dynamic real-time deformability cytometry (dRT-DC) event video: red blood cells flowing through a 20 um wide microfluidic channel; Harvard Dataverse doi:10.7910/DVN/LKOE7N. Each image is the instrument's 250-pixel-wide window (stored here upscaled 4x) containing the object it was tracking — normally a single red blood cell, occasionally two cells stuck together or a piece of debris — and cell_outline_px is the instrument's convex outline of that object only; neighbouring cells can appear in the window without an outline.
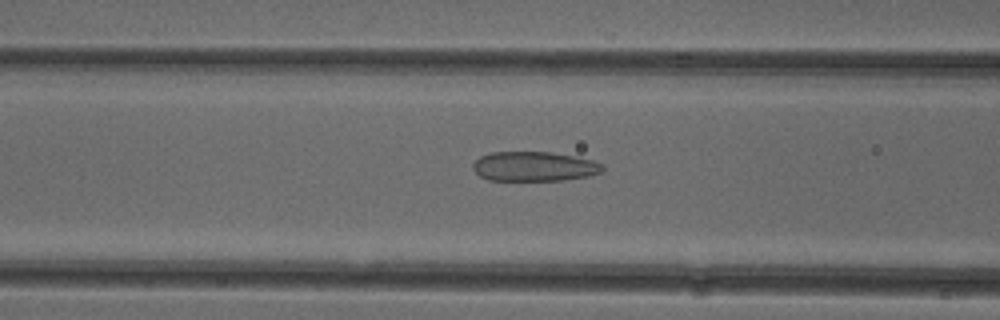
{"species": "common noctule bat (a hibernating species)", "species_latin": "Nyctalus noctula", "temperature_condition": "cold", "stored_images_in_passage": 51, "camera_frame_rate_fps": 3000, "um_per_image_px": 0.085, "animal": {"sex": "female"}, "frame": {"image": 1, "passage_image": 20, "time_ms": 6.333, "image_size_px": [1000, 320], "cell_outline_px": [[604, 168], [600, 172], [588, 176], [564, 180], [488, 180], [480, 176], [472, 168], [472, 164], [480, 156], [492, 152], [552, 152], [592, 160], [604, 164]], "centroid_in_image_um": [45.39, 14.14], "position_along_channel_um": 121.2, "area_um2": 22.31}}
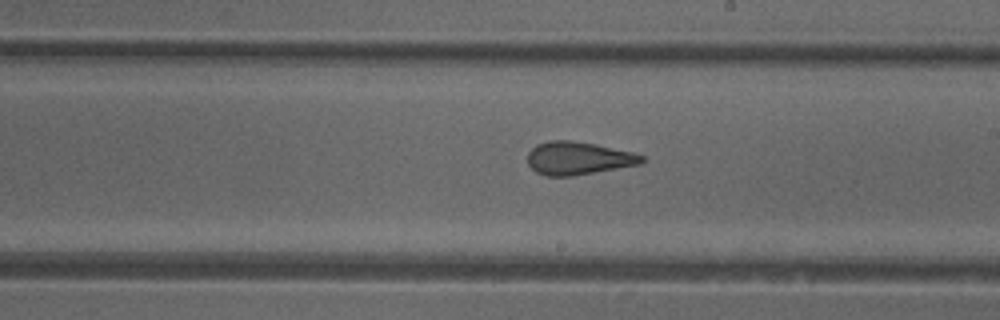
{"frame": {"image": 2, "passage_image": 29, "time_ms": 9.333, "image_size_px": [1000, 320], "cell_outline_px": [[648, 160], [640, 164], [572, 176], [548, 176], [536, 172], [528, 164], [528, 152], [536, 144], [548, 140], [568, 140], [596, 144], [632, 152], [644, 156]], "centroid_in_image_um": [49.15, 13.44], "position_along_channel_um": 239.8, "area_um2": 21.96}}
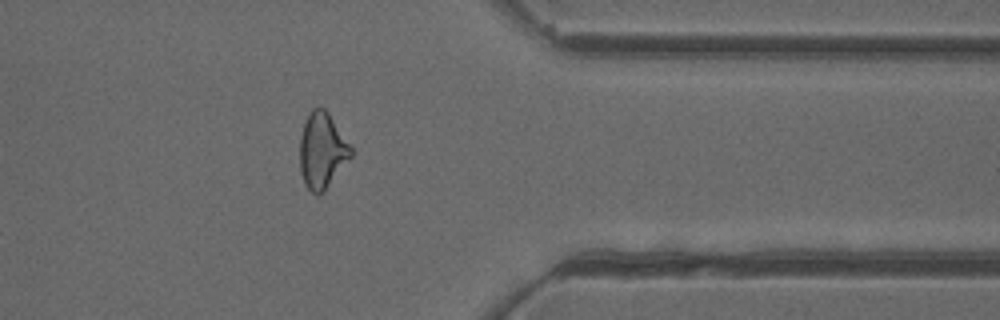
{"frame": {"image": 3, "passage_image": 41, "time_ms": 13.333, "image_size_px": [1000, 320], "cell_outline_px": [[352, 156], [324, 192], [320, 196], [316, 196], [304, 184], [300, 172], [300, 136], [308, 112], [312, 108], [324, 108], [328, 112], [352, 148]], "centroid_in_image_um": [27.37, 12.83], "position_along_channel_um": 384.0, "area_um2": 22.66}, "authors_computed_cell_mechanics": {"area_um2": 23.698, "velocity_mm_per_s": 3.9424, "shape_relaxation_time_tau1_ms": null, "shape_relaxation_time_tau2_ms": 1.6046, "deformation_change_tau1": null, "deformation_change_tau2": 0.1102}}